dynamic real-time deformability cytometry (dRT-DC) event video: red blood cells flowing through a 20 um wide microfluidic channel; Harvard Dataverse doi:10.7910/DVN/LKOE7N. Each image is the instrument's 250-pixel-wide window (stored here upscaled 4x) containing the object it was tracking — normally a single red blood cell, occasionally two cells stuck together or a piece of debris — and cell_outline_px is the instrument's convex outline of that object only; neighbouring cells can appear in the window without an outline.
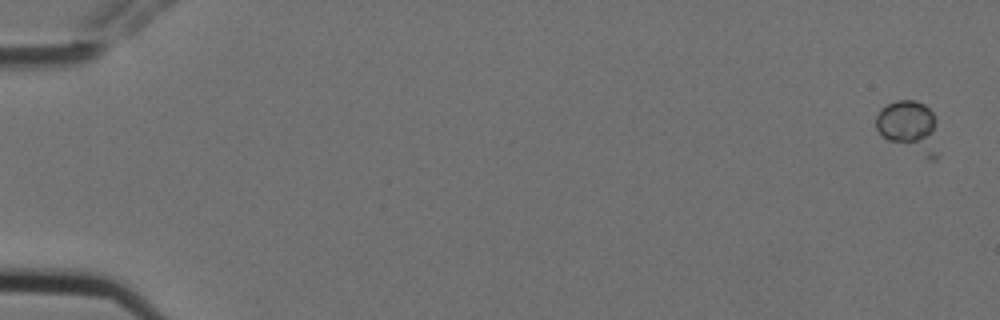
{"species": "Egyptian fruit bat (a non-hibernating species)", "species_latin": "Rousettus aegyptiacus", "temperature_condition": "cold", "stored_images_in_passage": 5, "camera_frame_rate_fps": 3000, "um_per_image_px": 0.085, "animal": {"sex": "female"}, "frame": {"image": 1, "passage_image": 1, "time_ms": 0.0, "image_size_px": [1000, 320], "cell_outline_px": [[940, 156], [936, 160], [928, 160], [888, 140], [876, 128], [876, 116], [880, 108], [896, 100], [916, 100], [924, 104], [932, 112], [936, 120]], "centroid_in_image_um": [77.36, 10.83], "position_along_channel_um": 7.6, "area_um2": 19.59}}